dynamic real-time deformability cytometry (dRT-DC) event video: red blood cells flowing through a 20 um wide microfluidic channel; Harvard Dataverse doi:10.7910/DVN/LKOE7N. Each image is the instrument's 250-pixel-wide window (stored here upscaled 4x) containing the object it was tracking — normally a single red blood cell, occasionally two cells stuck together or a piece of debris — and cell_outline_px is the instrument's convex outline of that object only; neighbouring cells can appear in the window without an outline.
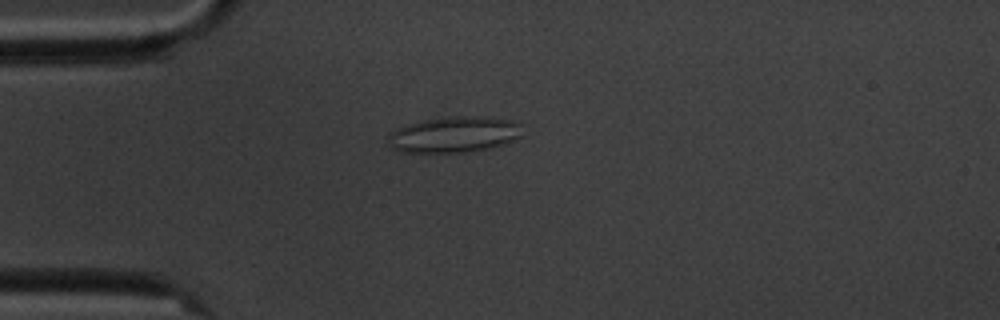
{"species": "common noctule bat (a hibernating species)", "species_latin": "Nyctalus noctula", "temperature_condition": "cold", "stored_images_in_passage": 6, "camera_frame_rate_fps": 3000, "um_per_image_px": 0.085, "animal": {"sex": "male", "body_mass_g": 20.1, "forearm_length_mm": 53.5}, "frame": {"image": 1, "passage_image": 2, "time_ms": 1.333, "image_size_px": [1000, 320], "cell_outline_px": [[524, 136], [504, 144], [488, 148], [468, 152], [400, 152], [392, 148], [388, 144], [388, 132], [396, 128], [408, 124], [448, 116], [484, 116], [516, 120], [520, 124]], "centroid_in_image_um": [38.64, 11.43], "position_along_channel_um": 46.4, "area_um2": 28.5}}
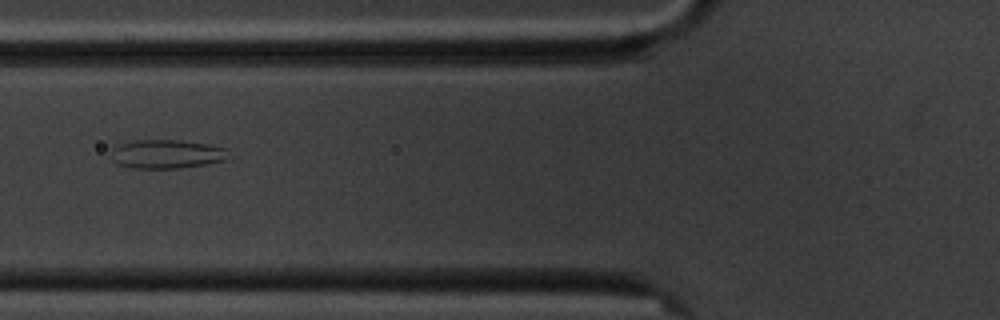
{"frame": {"image": 2, "passage_image": 4, "time_ms": 3.667, "image_size_px": [1000, 320], "cell_outline_px": [[236, 156], [228, 160], [180, 168], [132, 168], [120, 164], [116, 160], [112, 152], [112, 148], [120, 144], [136, 140], [180, 140], [208, 144], [228, 148]], "centroid_in_image_um": [14.34, 13.09], "position_along_channel_um": 111.5, "area_um2": 19.88}}
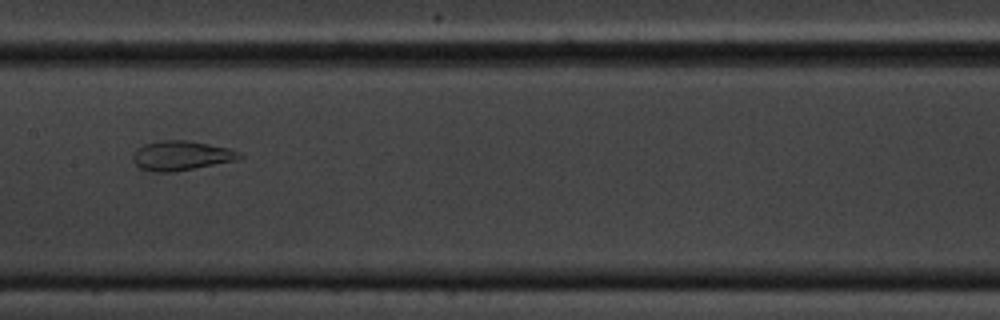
{"frame": {"image": 3, "passage_image": 6, "time_ms": 6.0, "image_size_px": [1000, 320], "cell_outline_px": [[244, 156], [236, 160], [172, 172], [152, 172], [140, 168], [132, 160], [132, 156], [136, 148], [144, 144], [160, 140], [188, 140], [228, 148], [240, 152]], "centroid_in_image_um": [15.36, 13.22], "position_along_channel_um": 192.0, "area_um2": 18.32}}